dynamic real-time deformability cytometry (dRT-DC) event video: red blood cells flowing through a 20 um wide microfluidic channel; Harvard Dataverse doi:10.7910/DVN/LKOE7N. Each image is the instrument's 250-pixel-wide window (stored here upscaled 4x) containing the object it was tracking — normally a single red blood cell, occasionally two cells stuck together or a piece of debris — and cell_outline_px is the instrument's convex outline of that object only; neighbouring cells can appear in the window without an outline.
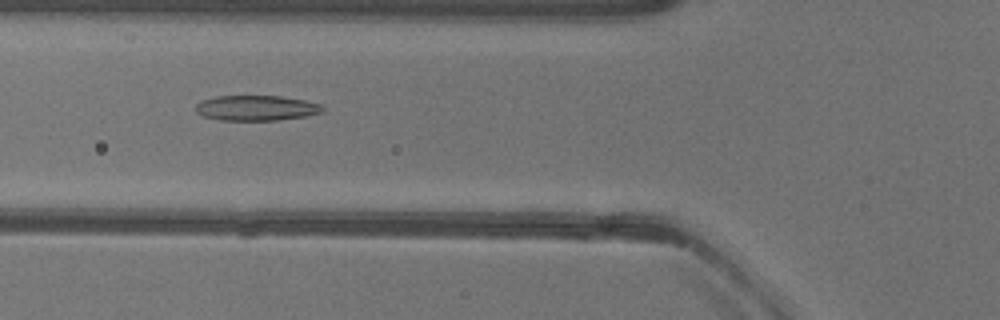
{"species": "common noctule bat (a hibernating species)", "species_latin": "Nyctalus noctula", "temperature_condition": "warm", "stored_images_in_passage": 46, "camera_frame_rate_fps": 3000, "um_per_image_px": 0.085, "animal": {"sex": "female"}, "frame": {"image": 1, "passage_image": 13, "time_ms": 4.0, "image_size_px": [1000, 320], "cell_outline_px": [[324, 112], [304, 116], [276, 120], [220, 120], [204, 116], [196, 112], [196, 104], [200, 100], [216, 96], [280, 96], [304, 100], [320, 104], [324, 108]], "centroid_in_image_um": [21.77, 9.17], "position_along_channel_um": 104.0, "area_um2": 18.61}}
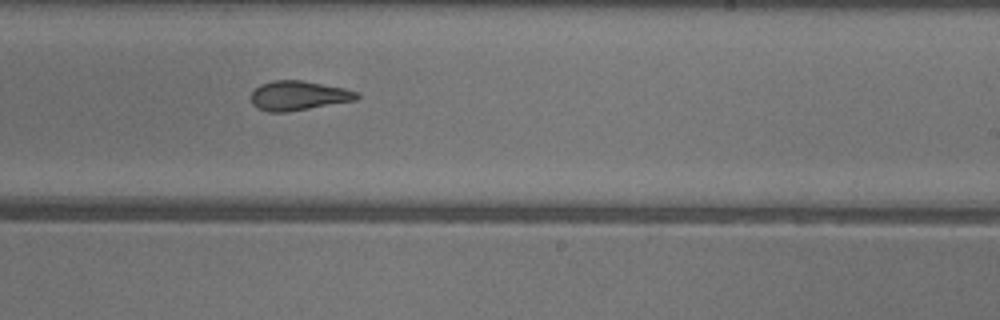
{"frame": {"image": 2, "passage_image": 25, "time_ms": 8.0, "image_size_px": [1000, 320], "cell_outline_px": [[360, 96], [356, 100], [288, 112], [268, 112], [256, 108], [252, 104], [252, 92], [260, 84], [272, 80], [300, 80], [344, 88], [360, 92]], "centroid_in_image_um": [25.37, 8.13], "position_along_channel_um": 263.6, "area_um2": 18.21}}
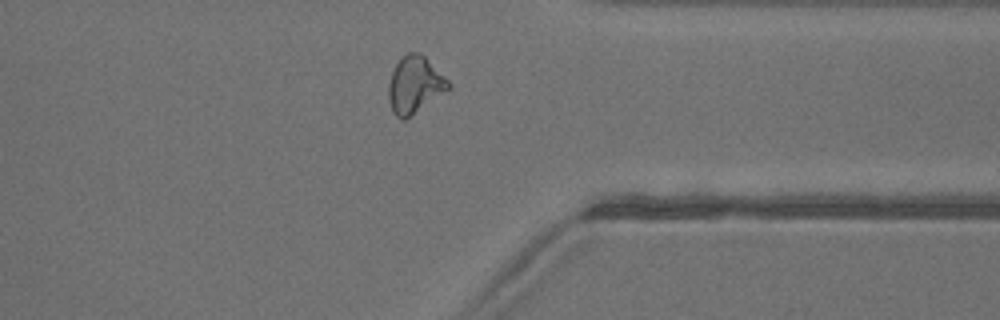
{"frame": {"image": 3, "passage_image": 34, "time_ms": 11.0, "image_size_px": [1000, 320], "cell_outline_px": [[452, 88], [404, 120], [400, 120], [392, 112], [388, 100], [388, 84], [392, 72], [400, 56], [408, 52], [416, 52], [424, 56], [452, 84]], "centroid_in_image_um": [35.24, 7.22], "position_along_channel_um": 376.2, "area_um2": 19.94}, "authors_computed_cell_mechanics": {"area_um2": 19.0451, "velocity_mm_per_s": 3.9823, "shape_relaxation_time_tau1_ms": null, "shape_relaxation_time_tau2_ms": 2.6137, "deformation_change_tau1": null, "deformation_change_tau2": 0.1127}}